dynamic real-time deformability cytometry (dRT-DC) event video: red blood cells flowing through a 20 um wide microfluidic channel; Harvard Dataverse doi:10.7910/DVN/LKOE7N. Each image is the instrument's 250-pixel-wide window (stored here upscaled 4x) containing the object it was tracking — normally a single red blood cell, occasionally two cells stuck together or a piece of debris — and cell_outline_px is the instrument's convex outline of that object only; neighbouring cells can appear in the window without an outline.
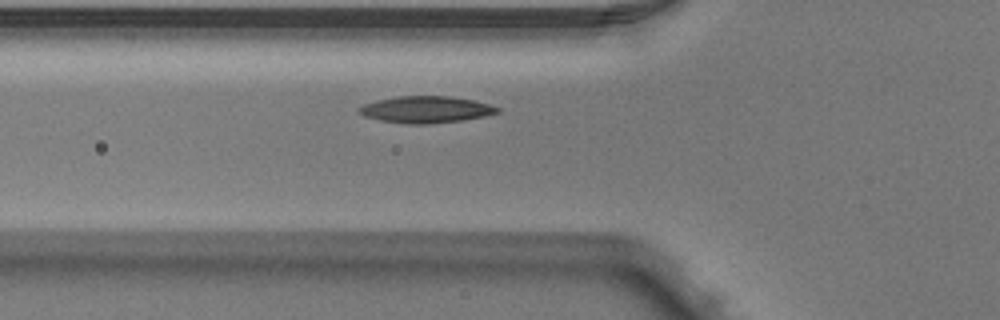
{"species": "Egyptian fruit bat (a non-hibernating species)", "species_latin": "Rousettus aegyptiacus", "temperature_condition": "warm", "stored_images_in_passage": 7, "camera_frame_rate_fps": 3000, "um_per_image_px": 0.085, "animal": {"sex": "male"}, "frame": {"image": 1, "passage_image": 7, "time_ms": 2.0, "image_size_px": [1000, 320], "cell_outline_px": [[500, 112], [484, 116], [460, 120], [428, 124], [408, 124], [380, 120], [364, 116], [356, 112], [356, 108], [364, 104], [376, 100], [396, 96], [448, 96], [472, 100], [488, 104], [500, 108]], "centroid_in_image_um": [36.14, 9.31], "position_along_channel_um": 89.7, "area_um2": 21.5}}